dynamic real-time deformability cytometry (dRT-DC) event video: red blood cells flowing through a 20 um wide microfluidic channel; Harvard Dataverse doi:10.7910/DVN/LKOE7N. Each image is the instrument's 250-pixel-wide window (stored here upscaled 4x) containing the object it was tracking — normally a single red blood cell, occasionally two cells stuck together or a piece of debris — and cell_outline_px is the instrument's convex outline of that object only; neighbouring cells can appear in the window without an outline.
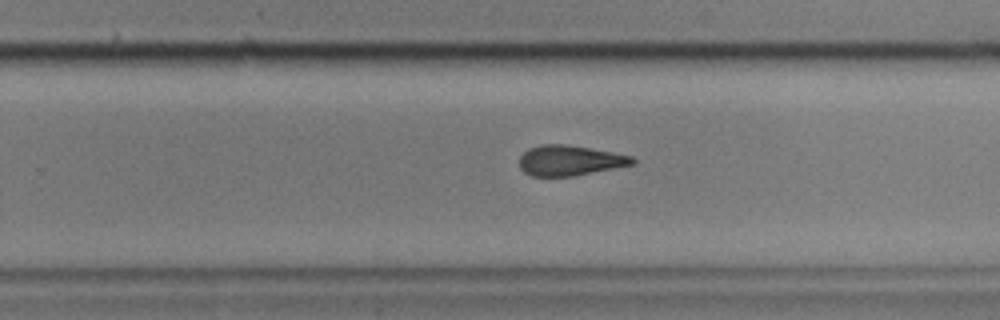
{"species": "common noctule bat (a hibernating species)", "species_latin": "Nyctalus noctula", "temperature_condition": "cold", "stored_images_in_passage": 41, "camera_frame_rate_fps": 3000, "um_per_image_px": 0.085, "animal": {"sex": "male", "body_mass_g": 17.9, "forearm_length_mm": 54.2}, "frame": {"image": 1, "passage_image": 25, "time_ms": 8.0, "image_size_px": [1000, 320], "cell_outline_px": [[636, 164], [576, 176], [532, 176], [524, 172], [520, 168], [520, 156], [528, 148], [540, 144], [564, 144], [612, 152], [632, 156], [636, 160]], "centroid_in_image_um": [48.44, 13.65], "position_along_channel_um": 281.4, "area_um2": 20.06}}
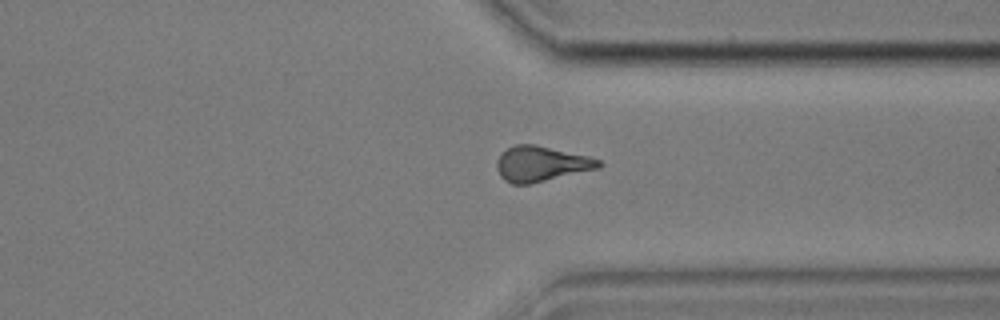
{"frame": {"image": 2, "passage_image": 32, "time_ms": 10.333, "image_size_px": [1000, 320], "cell_outline_px": [[604, 164], [600, 168], [528, 184], [512, 184], [504, 180], [500, 176], [496, 168], [496, 160], [508, 148], [516, 144], [536, 144], [588, 156], [600, 160]], "centroid_in_image_um": [46.0, 13.92], "position_along_channel_um": 365.4, "area_um2": 20.92}}
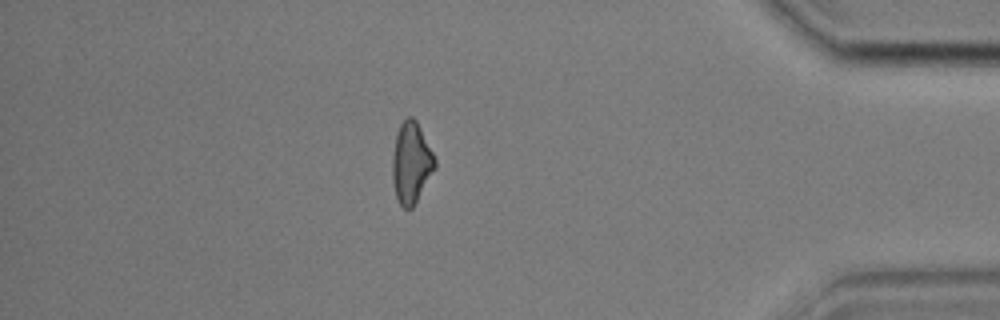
{"frame": {"image": 3, "passage_image": 38, "time_ms": 12.333, "image_size_px": [1000, 320], "cell_outline_px": [[436, 168], [412, 208], [404, 208], [400, 204], [396, 196], [392, 180], [392, 156], [396, 136], [400, 124], [408, 116], [412, 116], [416, 120], [436, 160]], "centroid_in_image_um": [34.95, 13.84], "position_along_channel_um": 400.3, "area_um2": 19.88}, "authors_computed_cell_mechanics": {"area_um2": 20.4034, "velocity_mm_per_s": 3.6063, "shape_relaxation_time_tau1_ms": 8.373, "shape_relaxation_time_tau2_ms": 3.9028, "deformation_change_tau1": 0.1936, "deformation_change_tau2": 0.1353}}